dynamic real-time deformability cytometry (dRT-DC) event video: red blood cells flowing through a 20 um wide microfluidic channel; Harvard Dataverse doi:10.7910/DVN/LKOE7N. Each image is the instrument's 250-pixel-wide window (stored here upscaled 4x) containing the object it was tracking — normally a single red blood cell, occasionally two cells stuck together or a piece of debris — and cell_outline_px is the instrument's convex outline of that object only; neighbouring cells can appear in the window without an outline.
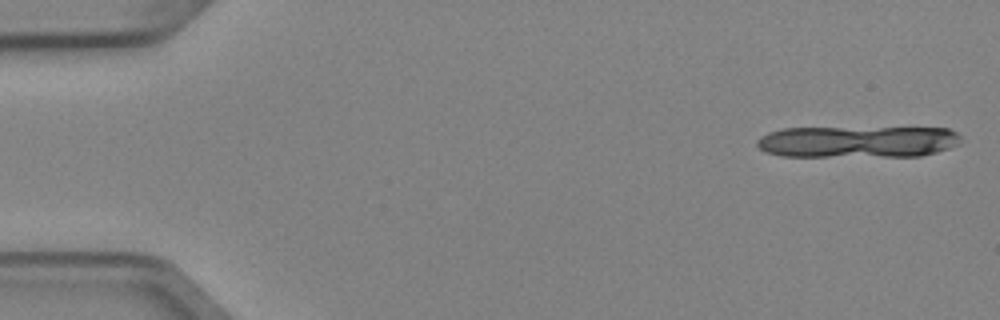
{"species": "Egyptian fruit bat (a non-hibernating species)", "species_latin": "Rousettus aegyptiacus", "temperature_condition": "cold", "stored_images_in_passage": 5, "segment_of_instrument_passage": [1, 2], "camera_frame_rate_fps": 3000, "um_per_image_px": 0.085, "animal": {"sex": "female"}, "frame": {"image": 1, "passage_image": 1, "time_ms": 0.0, "image_size_px": [1000, 320], "cell_outline_px": [[960, 144], [936, 152], [920, 156], [780, 156], [764, 152], [756, 144], [756, 140], [760, 136], [768, 132], [784, 128], [948, 128], [956, 132], [960, 136]], "centroid_in_image_um": [72.87, 12.05], "position_along_channel_um": 12.1, "area_um2": 37.8}}